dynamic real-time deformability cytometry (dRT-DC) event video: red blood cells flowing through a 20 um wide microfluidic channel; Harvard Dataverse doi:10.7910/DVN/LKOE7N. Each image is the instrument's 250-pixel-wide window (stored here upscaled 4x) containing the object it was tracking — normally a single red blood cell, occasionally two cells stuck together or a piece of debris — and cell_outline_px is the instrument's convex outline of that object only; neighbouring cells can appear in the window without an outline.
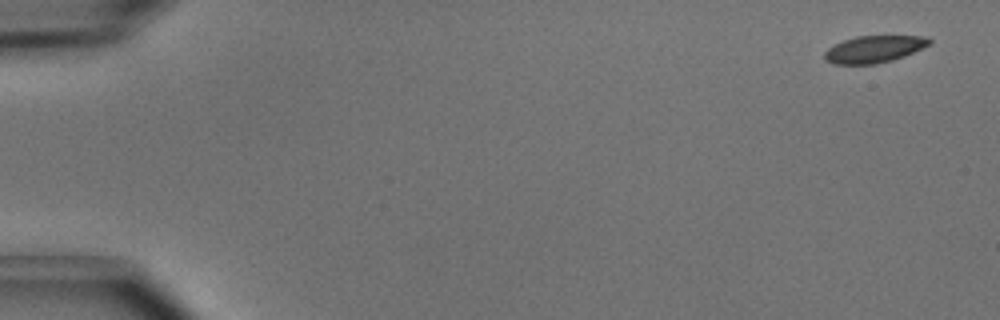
{"species": "common noctule bat (a hibernating species)", "species_latin": "Nyctalus noctula", "temperature_condition": "cold", "stored_images_in_passage": 4, "camera_frame_rate_fps": 3000, "um_per_image_px": 0.085, "animal": {"sex": "male", "body_mass_g": 15.6}, "frame": {"image": 1, "passage_image": 1, "time_ms": 0.0, "image_size_px": [1000, 320], "cell_outline_px": [[932, 40], [928, 44], [904, 56], [892, 60], [876, 64], [836, 64], [824, 60], [824, 52], [828, 48], [844, 40], [856, 36], [928, 36]], "centroid_in_image_um": [74.26, 4.18], "position_along_channel_um": 10.7, "area_um2": 16.3}}
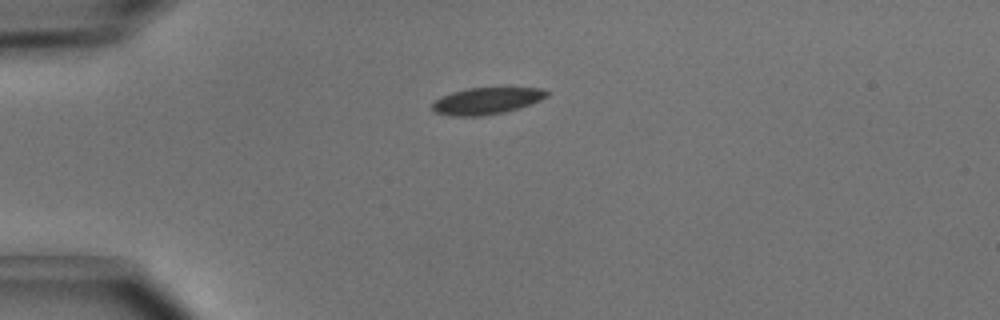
{"frame": {"image": 2, "passage_image": 4, "time_ms": 1.0, "image_size_px": [1000, 320], "cell_outline_px": [[548, 96], [540, 100], [520, 108], [504, 112], [484, 116], [452, 116], [436, 112], [432, 108], [432, 104], [440, 96], [452, 92], [468, 88], [508, 84], [544, 88], [548, 92]], "centroid_in_image_um": [41.47, 8.5], "position_along_channel_um": 43.5, "area_um2": 18.9}}